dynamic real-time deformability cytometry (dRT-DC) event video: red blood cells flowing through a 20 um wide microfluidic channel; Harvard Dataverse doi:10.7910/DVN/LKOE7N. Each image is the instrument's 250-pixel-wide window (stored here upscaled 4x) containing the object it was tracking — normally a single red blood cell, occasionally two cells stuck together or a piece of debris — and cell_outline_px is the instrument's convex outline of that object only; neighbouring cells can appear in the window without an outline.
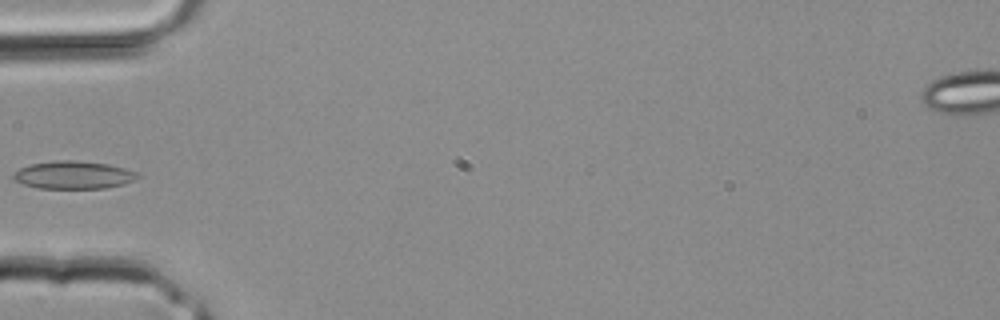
{"species": "common noctule bat (a hibernating species)", "species_latin": "Nyctalus noctula", "temperature_condition": "room temperature", "stored_images_in_passage": 3, "camera_frame_rate_fps": 3000, "um_per_image_px": 0.085, "animal": {"sex": "male", "body_mass_g": 20.4}, "frame": {"image": 1, "passage_image": 3, "time_ms": 0.667, "image_size_px": [1000, 320], "cell_outline_px": [[140, 176], [136, 180], [124, 184], [104, 188], [36, 188], [24, 184], [16, 180], [12, 176], [12, 172], [28, 164], [56, 160], [76, 160], [108, 164], [124, 168], [136, 172]], "centroid_in_image_um": [6.23, 14.86], "position_along_channel_um": 78.8, "area_um2": 20.23}}